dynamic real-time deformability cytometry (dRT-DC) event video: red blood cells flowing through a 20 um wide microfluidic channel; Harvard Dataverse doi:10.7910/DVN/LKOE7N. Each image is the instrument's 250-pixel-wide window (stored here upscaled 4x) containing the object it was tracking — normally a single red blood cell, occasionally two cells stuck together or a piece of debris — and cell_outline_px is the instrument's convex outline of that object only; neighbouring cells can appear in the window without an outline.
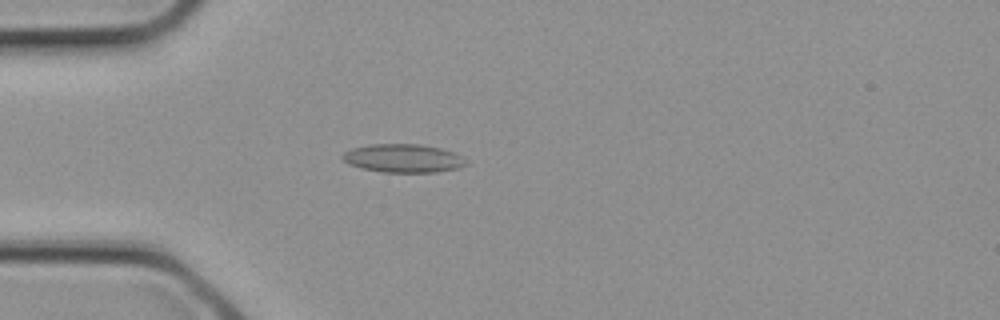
{"species": "common noctule bat (a hibernating species)", "species_latin": "Nyctalus noctula", "temperature_condition": "cold", "stored_images_in_passage": 2, "camera_frame_rate_fps": 3000, "um_per_image_px": 0.085, "animal": {"sex": "female", "body_mass_g": 21.9}, "frame": {"image": 1, "passage_image": 2, "time_ms": 0.333, "image_size_px": [1000, 320], "cell_outline_px": [[468, 164], [460, 168], [436, 172], [380, 172], [360, 168], [348, 164], [340, 156], [344, 152], [352, 148], [368, 144], [420, 144], [440, 148], [456, 152], [464, 156], [468, 160]], "centroid_in_image_um": [34.31, 13.45], "position_along_channel_um": 50.7, "area_um2": 20.87}}